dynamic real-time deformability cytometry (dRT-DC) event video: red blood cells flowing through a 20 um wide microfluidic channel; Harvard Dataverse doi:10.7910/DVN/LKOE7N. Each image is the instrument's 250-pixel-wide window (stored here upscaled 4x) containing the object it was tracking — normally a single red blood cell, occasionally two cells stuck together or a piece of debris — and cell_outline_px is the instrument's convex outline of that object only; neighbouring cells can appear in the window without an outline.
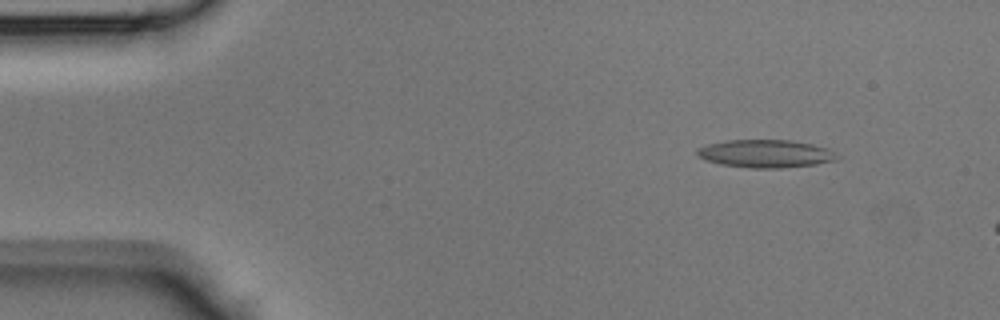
{"species": "Egyptian fruit bat (a non-hibernating species)", "species_latin": "Rousettus aegyptiacus", "temperature_condition": "room temperature", "stored_images_in_passage": 10, "camera_frame_rate_fps": 3000, "um_per_image_px": 0.085, "animal": {"sex": "male"}, "frame": {"image": 1, "passage_image": 5, "time_ms": 1.333, "image_size_px": [1000, 320], "cell_outline_px": [[836, 160], [816, 164], [780, 168], [748, 168], [720, 164], [704, 160], [696, 152], [700, 148], [708, 144], [724, 140], [792, 140], [812, 144], [824, 148], [832, 152]], "centroid_in_image_um": [65.01, 13.06], "position_along_channel_um": 20.0, "area_um2": 22.43}}